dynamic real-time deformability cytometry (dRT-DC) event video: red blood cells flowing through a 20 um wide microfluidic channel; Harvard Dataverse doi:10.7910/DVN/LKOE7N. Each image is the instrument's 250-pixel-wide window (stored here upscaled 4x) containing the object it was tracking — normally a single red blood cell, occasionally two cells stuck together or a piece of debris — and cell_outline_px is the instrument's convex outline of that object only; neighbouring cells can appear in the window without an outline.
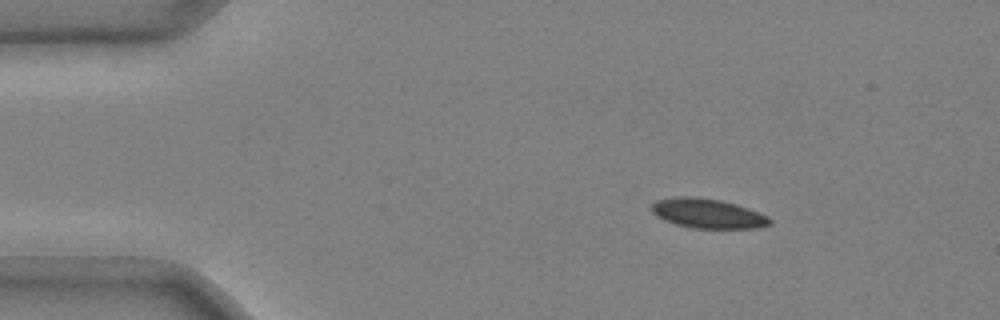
{"species": "common noctule bat (a hibernating species)", "species_latin": "Nyctalus noctula", "temperature_condition": "cold", "stored_images_in_passage": 44, "camera_frame_rate_fps": 3000, "um_per_image_px": 0.085, "animal": {"sex": "male", "body_mass_g": 20.4}, "frame": {"image": 1, "passage_image": 1, "time_ms": 0.0, "image_size_px": [1000, 320], "cell_outline_px": [[772, 224], [756, 228], [692, 228], [676, 224], [664, 220], [656, 216], [652, 212], [652, 204], [656, 200], [680, 196], [696, 196], [720, 200], [736, 204], [748, 208], [768, 216], [772, 220]], "centroid_in_image_um": [60.16, 18.14], "position_along_channel_um": 24.8, "area_um2": 20.4}}
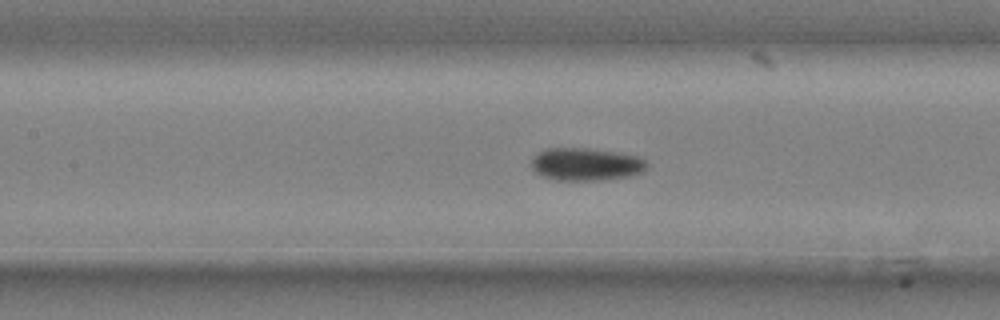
{"frame": {"image": 2, "passage_image": 17, "time_ms": 5.333, "image_size_px": [1000, 320], "cell_outline_px": [[648, 164], [644, 172], [632, 176], [604, 180], [552, 180], [536, 172], [532, 168], [532, 156], [544, 148], [588, 148], [616, 152], [640, 156]], "centroid_in_image_um": [49.82, 13.96], "position_along_channel_um": 157.6, "area_um2": 22.31}}
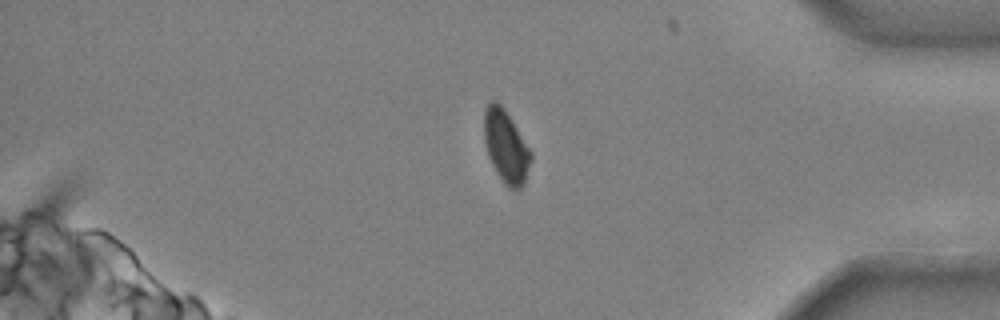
{"frame": {"image": 3, "passage_image": 38, "time_ms": 12.333, "image_size_px": [1000, 320], "cell_outline_px": [[532, 160], [524, 184], [520, 188], [508, 188], [504, 184], [496, 172], [488, 156], [484, 140], [484, 112], [488, 104], [492, 100], [496, 100], [504, 108], [532, 152]], "centroid_in_image_um": [43.01, 12.46], "position_along_channel_um": 392.2, "area_um2": 19.77}}